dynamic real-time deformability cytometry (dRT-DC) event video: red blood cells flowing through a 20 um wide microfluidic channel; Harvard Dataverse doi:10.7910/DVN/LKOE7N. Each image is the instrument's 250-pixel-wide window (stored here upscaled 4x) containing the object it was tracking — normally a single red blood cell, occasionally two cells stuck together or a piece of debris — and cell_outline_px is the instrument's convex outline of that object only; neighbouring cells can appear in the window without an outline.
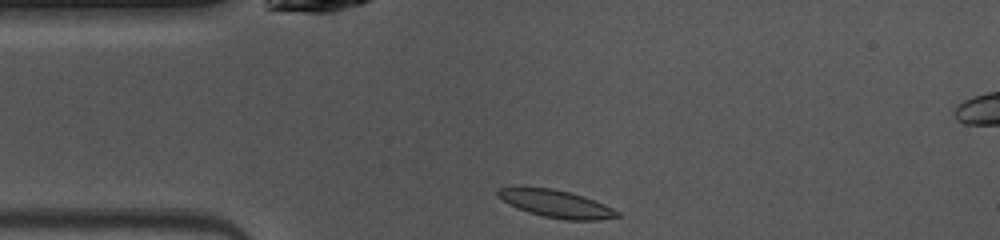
{"species": "common noctule bat (a hibernating species)", "species_latin": "Nyctalus noctula", "temperature_condition": "warm", "stored_images_in_passage": 40, "camera_frame_rate_fps": 3000, "um_per_image_px": 0.085, "animal": {"sex": "female", "body_mass_g": 10.0, "forearm_length_mm": 53.1}, "frame": {"image": 1, "passage_image": 1, "time_ms": 0.0, "image_size_px": [1000, 240], "cell_outline_px": [[624, 216], [600, 220], [564, 220], [544, 216], [528, 212], [516, 208], [508, 204], [496, 196], [496, 188], [516, 184], [552, 188], [584, 196], [596, 200], [620, 212]], "centroid_in_image_um": [47.19, 17.28], "position_along_channel_um": 37.8, "area_um2": 20.0}}
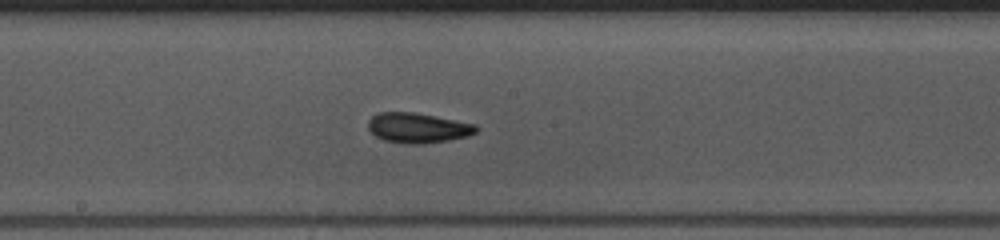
{"frame": {"image": 2, "passage_image": 15, "time_ms": 4.667, "image_size_px": [1000, 240], "cell_outline_px": [[480, 128], [476, 132], [468, 136], [448, 140], [424, 144], [408, 144], [384, 140], [376, 136], [368, 128], [368, 120], [372, 116], [380, 112], [412, 112], [436, 116], [476, 124]], "centroid_in_image_um": [35.53, 10.87], "position_along_channel_um": 212.7, "area_um2": 18.96}}
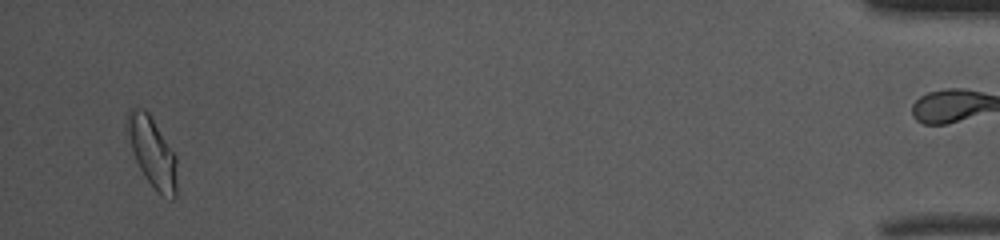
{"frame": {"image": 3, "passage_image": 37, "time_ms": 12.0, "image_size_px": [1000, 240], "cell_outline_px": [[176, 196], [172, 200], [160, 196], [144, 176], [132, 152], [124, 124], [124, 120], [128, 108], [144, 108], [148, 112], [176, 156]], "centroid_in_image_um": [12.9, 12.92], "position_along_channel_um": 422.3, "area_um2": 20.52}, "authors_computed_cell_mechanics": {"area_um2": 18.4671, "velocity_mm_per_s": 4.0893, "shape_relaxation_time_tau1_ms": 3.6763, "shape_relaxation_time_tau2_ms": 1.3691, "deformation_change_tau1": 0.1091, "deformation_change_tau2": 0.0736}}